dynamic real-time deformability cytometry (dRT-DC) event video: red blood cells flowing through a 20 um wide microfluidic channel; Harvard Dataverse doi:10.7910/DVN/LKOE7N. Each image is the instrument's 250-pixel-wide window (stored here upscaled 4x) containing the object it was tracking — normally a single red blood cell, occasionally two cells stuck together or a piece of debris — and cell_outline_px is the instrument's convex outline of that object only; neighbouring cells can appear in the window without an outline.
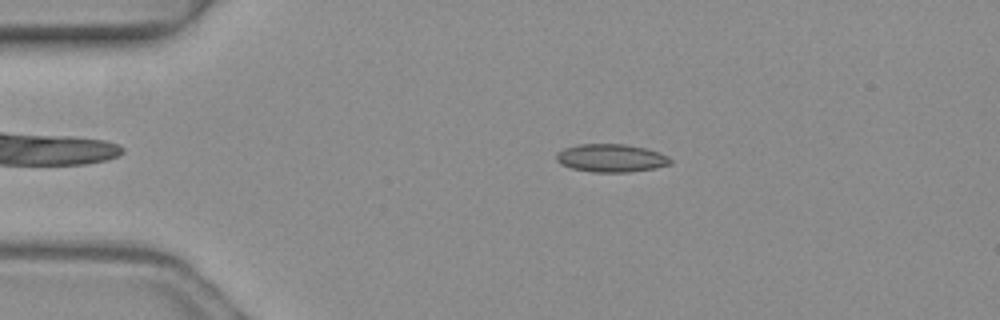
{"species": "common noctule bat (a hibernating species)", "species_latin": "Nyctalus noctula", "temperature_condition": "warm", "stored_images_in_passage": 3, "camera_frame_rate_fps": 3000, "um_per_image_px": 0.085, "animal": {"sex": "female", "body_mass_g": 19.3, "forearm_length_mm": 54.1}, "frame": {"image": 1, "passage_image": 2, "time_ms": 0.333, "image_size_px": [1000, 320], "cell_outline_px": [[672, 164], [656, 168], [628, 172], [592, 172], [572, 168], [560, 164], [556, 160], [556, 152], [564, 148], [576, 144], [624, 144], [644, 148], [668, 156], [672, 160]], "centroid_in_image_um": [51.92, 13.44], "position_along_channel_um": 33.1, "area_um2": 18.67}}